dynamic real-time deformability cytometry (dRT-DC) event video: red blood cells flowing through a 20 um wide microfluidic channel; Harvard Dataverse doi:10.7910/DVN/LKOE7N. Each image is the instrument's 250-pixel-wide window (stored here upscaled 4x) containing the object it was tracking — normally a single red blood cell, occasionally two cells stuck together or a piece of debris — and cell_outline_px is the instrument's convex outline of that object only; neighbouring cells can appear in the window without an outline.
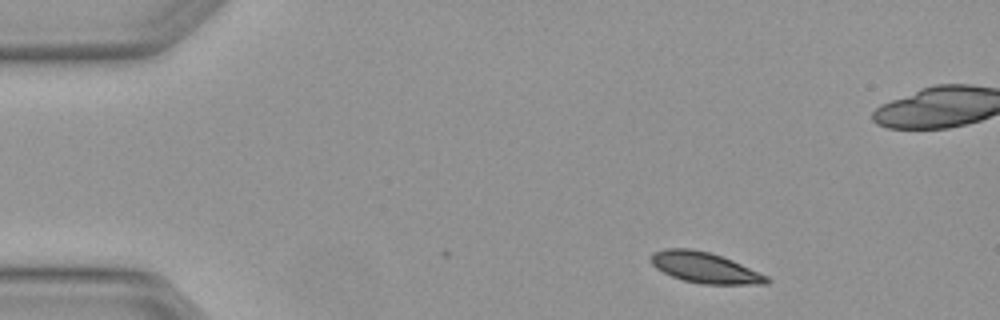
{"species": "Egyptian fruit bat (a non-hibernating species)", "species_latin": "Rousettus aegyptiacus", "temperature_condition": "warm", "stored_images_in_passage": 4, "camera_frame_rate_fps": 3000, "um_per_image_px": 0.085, "animal": {"sex": "female"}, "frame": {"image": 1, "passage_image": 1, "time_ms": 0.0, "image_size_px": [1000, 320], "cell_outline_px": [[768, 284], [700, 284], [684, 280], [672, 276], [656, 268], [648, 260], [648, 256], [652, 252], [664, 248], [692, 248], [708, 252], [732, 260], [768, 276]], "centroid_in_image_um": [59.84, 22.73], "position_along_channel_um": 25.2, "area_um2": 20.75}}